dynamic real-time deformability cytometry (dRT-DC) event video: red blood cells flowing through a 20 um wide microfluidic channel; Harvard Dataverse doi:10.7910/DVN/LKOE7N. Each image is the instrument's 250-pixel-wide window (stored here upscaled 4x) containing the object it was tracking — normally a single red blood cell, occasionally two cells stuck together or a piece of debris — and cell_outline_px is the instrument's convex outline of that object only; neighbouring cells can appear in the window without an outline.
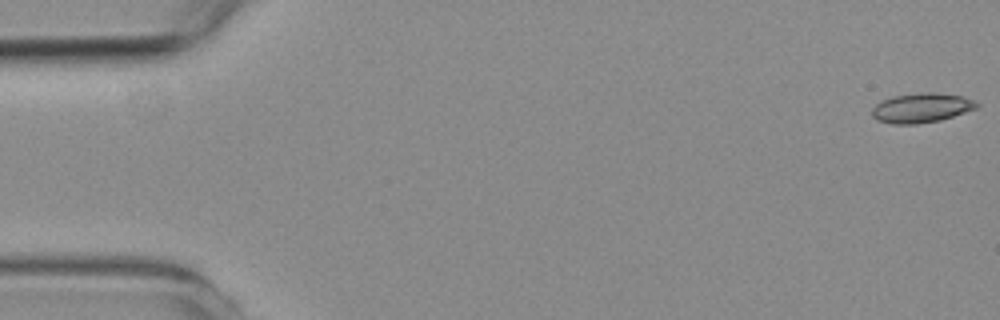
{"species": "common noctule bat (a hibernating species)", "species_latin": "Nyctalus noctula", "temperature_condition": "room temperature", "stored_images_in_passage": 58, "camera_frame_rate_fps": 3000, "um_per_image_px": 0.085, "animal": {"sex": "female", "body_mass_g": 19.3, "forearm_length_mm": 54.1}, "frame": {"image": 1, "passage_image": 1, "time_ms": 0.0, "image_size_px": [1000, 320], "cell_outline_px": [[980, 104], [976, 108], [940, 120], [916, 124], [892, 124], [876, 120], [872, 116], [872, 108], [880, 100], [892, 96], [924, 92], [936, 92], [964, 96]], "centroid_in_image_um": [78.28, 9.16], "position_along_channel_um": 6.7, "area_um2": 18.09}}
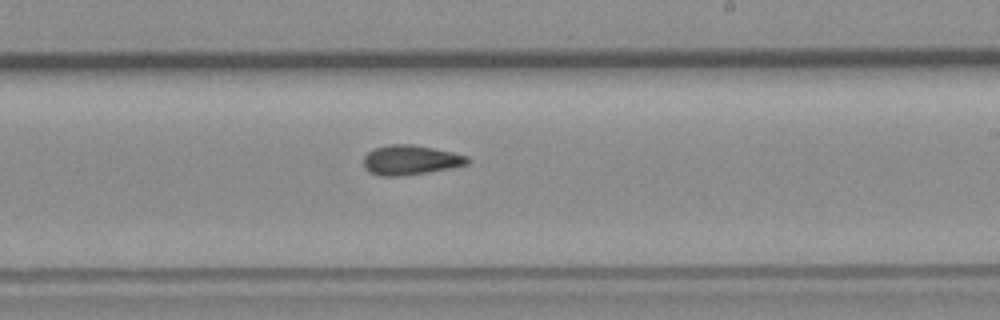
{"frame": {"image": 2, "passage_image": 34, "time_ms": 11.0, "image_size_px": [1000, 320], "cell_outline_px": [[472, 160], [468, 164], [452, 168], [404, 176], [380, 176], [368, 172], [364, 168], [364, 156], [372, 148], [388, 144], [412, 144], [452, 152], [468, 156]], "centroid_in_image_um": [34.88, 13.6], "position_along_channel_um": 254.1, "area_um2": 18.26}}
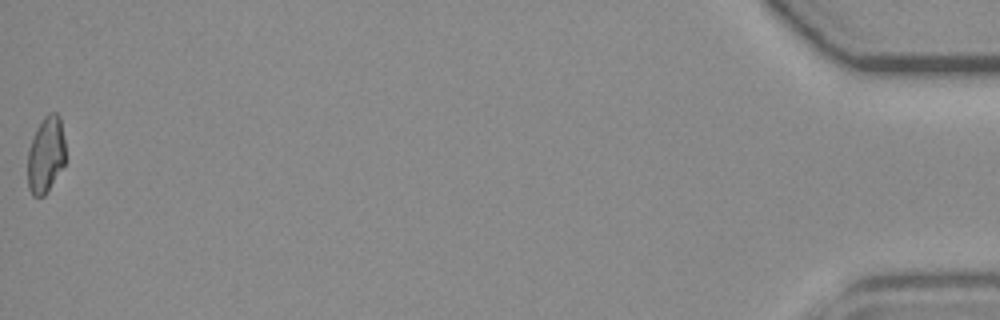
{"frame": {"image": 3, "passage_image": 58, "time_ms": 19.0, "image_size_px": [1000, 320], "cell_outline_px": [[64, 164], [44, 196], [32, 196], [28, 188], [28, 148], [32, 136], [36, 128], [44, 116], [48, 112], [56, 112], [60, 116], [64, 140]], "centroid_in_image_um": [3.87, 13.12], "position_along_channel_um": 431.3, "area_um2": 16.82}, "authors_computed_cell_mechanics": {"area_um2": 17.7157, "velocity_mm_per_s": 3.5584, "shape_relaxation_time_tau1_ms": null, "shape_relaxation_time_tau2_ms": 4.8845, "deformation_change_tau1": null, "deformation_change_tau2": 0.119}}